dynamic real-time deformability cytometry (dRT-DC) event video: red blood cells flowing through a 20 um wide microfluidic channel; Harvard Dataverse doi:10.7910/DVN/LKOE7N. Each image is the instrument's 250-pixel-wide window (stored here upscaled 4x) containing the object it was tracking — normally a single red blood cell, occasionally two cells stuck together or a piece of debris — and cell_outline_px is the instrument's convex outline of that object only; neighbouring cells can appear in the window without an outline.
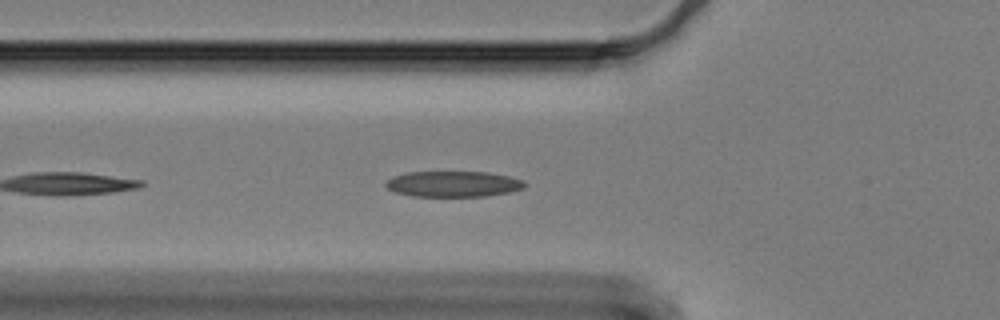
{"species": "Egyptian fruit bat (a non-hibernating species)", "species_latin": "Rousettus aegyptiacus", "temperature_condition": "cold", "stored_images_in_passage": 39, "camera_frame_rate_fps": 3000, "um_per_image_px": 0.085, "animal": {"sex": "female"}, "frame": {"image": 1, "passage_image": 6, "time_ms": 1.667, "image_size_px": [1000, 320], "cell_outline_px": [[528, 184], [524, 188], [508, 192], [484, 196], [412, 196], [396, 192], [388, 188], [384, 184], [392, 176], [408, 172], [484, 172], [508, 176], [524, 180]], "centroid_in_image_um": [38.53, 15.63], "position_along_channel_um": 87.3, "area_um2": 20.75}}